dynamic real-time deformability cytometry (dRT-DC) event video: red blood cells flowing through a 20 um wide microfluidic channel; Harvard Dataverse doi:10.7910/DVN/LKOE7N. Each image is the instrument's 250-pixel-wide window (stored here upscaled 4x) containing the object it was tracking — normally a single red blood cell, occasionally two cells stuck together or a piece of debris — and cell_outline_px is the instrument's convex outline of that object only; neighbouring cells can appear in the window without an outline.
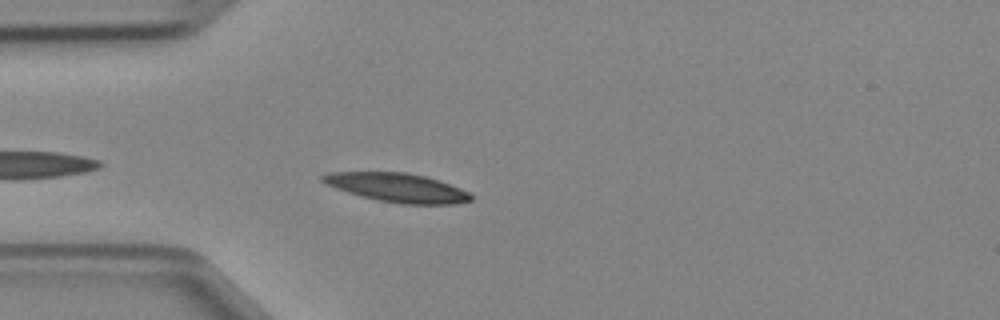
{"species": "Egyptian fruit bat (a non-hibernating species)", "species_latin": "Rousettus aegyptiacus", "temperature_condition": "cold", "stored_images_in_passage": 16, "camera_frame_rate_fps": 3000, "um_per_image_px": 0.085, "animal": {"sex": "female"}, "frame": {"image": 1, "passage_image": 3, "time_ms": 0.667, "image_size_px": [1000, 320], "cell_outline_px": [[472, 200], [456, 204], [400, 204], [376, 200], [348, 192], [336, 188], [320, 180], [320, 176], [328, 172], [408, 172], [440, 180], [460, 188], [468, 192], [472, 196]], "centroid_in_image_um": [33.78, 15.94], "position_along_channel_um": 51.2, "area_um2": 24.97}}
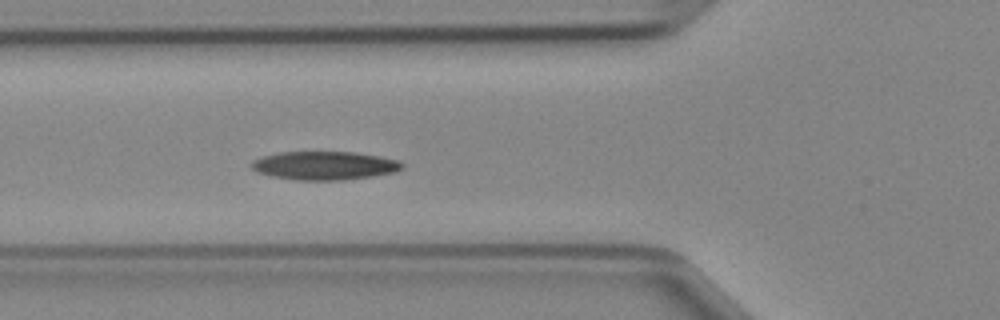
{"frame": {"image": 2, "passage_image": 7, "time_ms": 2.0, "image_size_px": [1000, 320], "cell_outline_px": [[404, 168], [392, 172], [372, 176], [344, 180], [296, 180], [272, 176], [260, 172], [252, 168], [248, 164], [252, 160], [264, 156], [280, 152], [352, 152], [400, 160], [404, 164]], "centroid_in_image_um": [27.57, 14.07], "position_along_channel_um": 98.2, "area_um2": 24.85}}
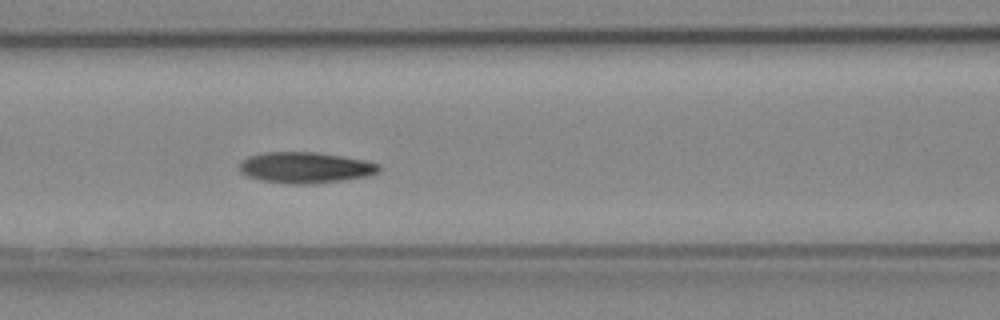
{"frame": {"image": 3, "passage_image": 10, "time_ms": 3.0, "image_size_px": [1000, 320], "cell_outline_px": [[380, 172], [368, 176], [312, 184], [292, 184], [260, 180], [248, 176], [240, 172], [240, 164], [248, 156], [264, 152], [316, 152], [364, 160], [380, 164]], "centroid_in_image_um": [25.96, 14.24], "position_along_channel_um": 140.6, "area_um2": 25.09}}